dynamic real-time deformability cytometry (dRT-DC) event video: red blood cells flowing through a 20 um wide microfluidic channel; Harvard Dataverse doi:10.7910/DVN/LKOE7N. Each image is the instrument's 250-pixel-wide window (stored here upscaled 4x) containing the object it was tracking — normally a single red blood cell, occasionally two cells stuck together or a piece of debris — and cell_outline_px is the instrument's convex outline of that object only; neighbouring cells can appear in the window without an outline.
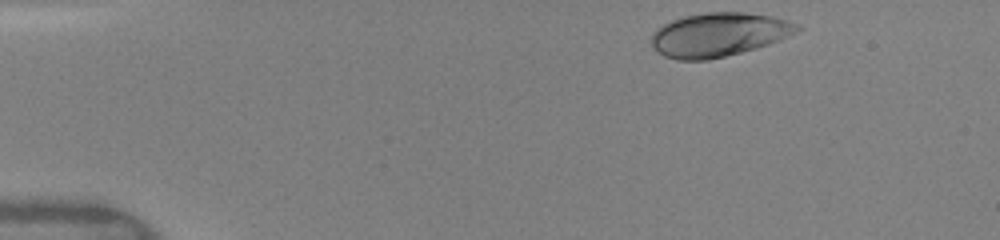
{"species": "human", "species_latin": "Homo sapiens", "temperature_condition": "warm", "stored_images_in_passage": 43, "camera_frame_rate_fps": 3000, "um_per_image_px": 0.085, "donor": {"sex": "female"}, "frame": {"image": 1, "passage_image": 1, "time_ms": 0.0, "image_size_px": [1000, 240], "cell_outline_px": [[804, 28], [796, 32], [768, 44], [756, 48], [708, 60], [676, 60], [664, 56], [652, 44], [652, 36], [656, 28], [672, 20], [684, 16], [704, 12], [744, 12], [772, 16], [796, 24]], "centroid_in_image_um": [61.08, 2.94], "position_along_channel_um": 23.9, "area_um2": 36.82}}
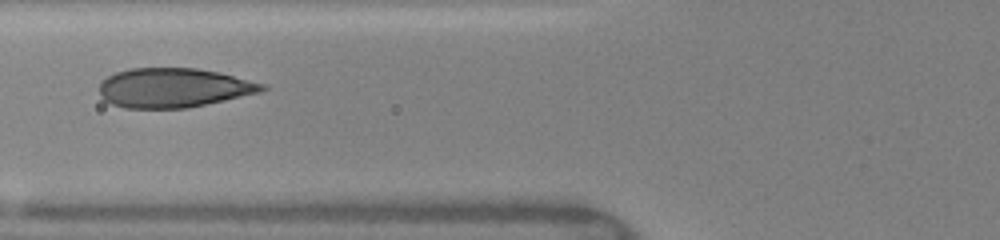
{"frame": {"image": 2, "passage_image": 14, "time_ms": 4.333, "image_size_px": [1000, 240], "cell_outline_px": [[268, 88], [260, 92], [188, 108], [124, 108], [112, 104], [104, 100], [100, 96], [100, 84], [108, 76], [116, 72], [128, 68], [196, 68], [216, 72], [264, 84]], "centroid_in_image_um": [14.71, 7.47], "position_along_channel_um": 111.1, "area_um2": 37.05}}
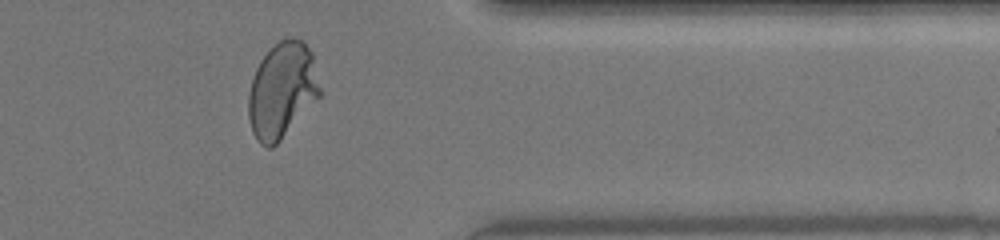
{"frame": {"image": 3, "passage_image": 35, "time_ms": 11.333, "image_size_px": [1000, 240], "cell_outline_px": [[320, 96], [280, 140], [272, 148], [268, 148], [260, 144], [256, 140], [252, 132], [248, 116], [248, 96], [252, 80], [256, 68], [260, 60], [280, 40], [304, 40], [312, 52], [320, 88]], "centroid_in_image_um": [23.96, 7.71], "position_along_channel_um": 387.4, "area_um2": 39.36}, "authors_computed_cell_mechanics": {"area_um2": 37.3388, "velocity_mm_per_s": 4.0827, "shape_relaxation_time_tau1_ms": 3.4412, "shape_relaxation_time_tau2_ms": null, "deformation_change_tau1": 0.1876, "deformation_change_tau2": null}}